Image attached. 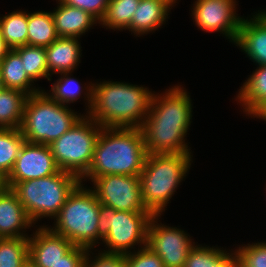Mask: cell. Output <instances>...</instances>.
Wrapping results in <instances>:
<instances>
[{
	"label": "cell",
	"mask_w": 266,
	"mask_h": 267,
	"mask_svg": "<svg viewBox=\"0 0 266 267\" xmlns=\"http://www.w3.org/2000/svg\"><path fill=\"white\" fill-rule=\"evenodd\" d=\"M26 142L20 128L0 129V174L7 178Z\"/></svg>",
	"instance_id": "obj_26"
},
{
	"label": "cell",
	"mask_w": 266,
	"mask_h": 267,
	"mask_svg": "<svg viewBox=\"0 0 266 267\" xmlns=\"http://www.w3.org/2000/svg\"><path fill=\"white\" fill-rule=\"evenodd\" d=\"M243 17L236 45L257 66L266 65V11Z\"/></svg>",
	"instance_id": "obj_15"
},
{
	"label": "cell",
	"mask_w": 266,
	"mask_h": 267,
	"mask_svg": "<svg viewBox=\"0 0 266 267\" xmlns=\"http://www.w3.org/2000/svg\"><path fill=\"white\" fill-rule=\"evenodd\" d=\"M137 250L125 255V267H165L161 258L149 247Z\"/></svg>",
	"instance_id": "obj_33"
},
{
	"label": "cell",
	"mask_w": 266,
	"mask_h": 267,
	"mask_svg": "<svg viewBox=\"0 0 266 267\" xmlns=\"http://www.w3.org/2000/svg\"><path fill=\"white\" fill-rule=\"evenodd\" d=\"M154 92L126 82H93L92 106L86 115L101 127L140 128Z\"/></svg>",
	"instance_id": "obj_2"
},
{
	"label": "cell",
	"mask_w": 266,
	"mask_h": 267,
	"mask_svg": "<svg viewBox=\"0 0 266 267\" xmlns=\"http://www.w3.org/2000/svg\"><path fill=\"white\" fill-rule=\"evenodd\" d=\"M6 178L0 174V193L6 188Z\"/></svg>",
	"instance_id": "obj_38"
},
{
	"label": "cell",
	"mask_w": 266,
	"mask_h": 267,
	"mask_svg": "<svg viewBox=\"0 0 266 267\" xmlns=\"http://www.w3.org/2000/svg\"><path fill=\"white\" fill-rule=\"evenodd\" d=\"M0 32L12 49L27 45V11H12L0 17Z\"/></svg>",
	"instance_id": "obj_27"
},
{
	"label": "cell",
	"mask_w": 266,
	"mask_h": 267,
	"mask_svg": "<svg viewBox=\"0 0 266 267\" xmlns=\"http://www.w3.org/2000/svg\"><path fill=\"white\" fill-rule=\"evenodd\" d=\"M71 72L59 73V78L52 83V86L47 92L53 100L60 104L70 106L71 103L77 102L80 97L84 98L86 105V112L88 113L92 106V95H93V83L89 81L82 84L76 78L71 77ZM84 85V86H83ZM83 95V96H81Z\"/></svg>",
	"instance_id": "obj_21"
},
{
	"label": "cell",
	"mask_w": 266,
	"mask_h": 267,
	"mask_svg": "<svg viewBox=\"0 0 266 267\" xmlns=\"http://www.w3.org/2000/svg\"><path fill=\"white\" fill-rule=\"evenodd\" d=\"M80 38L58 37L46 50L49 75L73 73L81 63L82 47Z\"/></svg>",
	"instance_id": "obj_19"
},
{
	"label": "cell",
	"mask_w": 266,
	"mask_h": 267,
	"mask_svg": "<svg viewBox=\"0 0 266 267\" xmlns=\"http://www.w3.org/2000/svg\"><path fill=\"white\" fill-rule=\"evenodd\" d=\"M0 74L4 88L19 90L28 96L44 90L34 86V82L24 71L20 56L13 49L0 62Z\"/></svg>",
	"instance_id": "obj_22"
},
{
	"label": "cell",
	"mask_w": 266,
	"mask_h": 267,
	"mask_svg": "<svg viewBox=\"0 0 266 267\" xmlns=\"http://www.w3.org/2000/svg\"><path fill=\"white\" fill-rule=\"evenodd\" d=\"M146 157L140 128L102 127L91 164L80 183L105 175L139 176Z\"/></svg>",
	"instance_id": "obj_3"
},
{
	"label": "cell",
	"mask_w": 266,
	"mask_h": 267,
	"mask_svg": "<svg viewBox=\"0 0 266 267\" xmlns=\"http://www.w3.org/2000/svg\"><path fill=\"white\" fill-rule=\"evenodd\" d=\"M26 267H35V266H34L31 262L28 261V262L26 263Z\"/></svg>",
	"instance_id": "obj_39"
},
{
	"label": "cell",
	"mask_w": 266,
	"mask_h": 267,
	"mask_svg": "<svg viewBox=\"0 0 266 267\" xmlns=\"http://www.w3.org/2000/svg\"><path fill=\"white\" fill-rule=\"evenodd\" d=\"M183 85L155 93L140 130L147 154H192L186 135L192 121L193 104Z\"/></svg>",
	"instance_id": "obj_1"
},
{
	"label": "cell",
	"mask_w": 266,
	"mask_h": 267,
	"mask_svg": "<svg viewBox=\"0 0 266 267\" xmlns=\"http://www.w3.org/2000/svg\"><path fill=\"white\" fill-rule=\"evenodd\" d=\"M83 115L53 100L44 89L27 97L20 131L27 142L50 145Z\"/></svg>",
	"instance_id": "obj_6"
},
{
	"label": "cell",
	"mask_w": 266,
	"mask_h": 267,
	"mask_svg": "<svg viewBox=\"0 0 266 267\" xmlns=\"http://www.w3.org/2000/svg\"><path fill=\"white\" fill-rule=\"evenodd\" d=\"M79 183L67 197L49 228L74 246L96 250L102 243L98 229L99 201L90 187Z\"/></svg>",
	"instance_id": "obj_5"
},
{
	"label": "cell",
	"mask_w": 266,
	"mask_h": 267,
	"mask_svg": "<svg viewBox=\"0 0 266 267\" xmlns=\"http://www.w3.org/2000/svg\"><path fill=\"white\" fill-rule=\"evenodd\" d=\"M35 227L17 194L6 187L0 193V238L29 237L27 229Z\"/></svg>",
	"instance_id": "obj_16"
},
{
	"label": "cell",
	"mask_w": 266,
	"mask_h": 267,
	"mask_svg": "<svg viewBox=\"0 0 266 267\" xmlns=\"http://www.w3.org/2000/svg\"><path fill=\"white\" fill-rule=\"evenodd\" d=\"M27 97L19 90L3 88L0 91V129L20 128Z\"/></svg>",
	"instance_id": "obj_25"
},
{
	"label": "cell",
	"mask_w": 266,
	"mask_h": 267,
	"mask_svg": "<svg viewBox=\"0 0 266 267\" xmlns=\"http://www.w3.org/2000/svg\"><path fill=\"white\" fill-rule=\"evenodd\" d=\"M13 50L20 56L24 71L34 83L43 78L52 81L47 68L44 47L24 45Z\"/></svg>",
	"instance_id": "obj_29"
},
{
	"label": "cell",
	"mask_w": 266,
	"mask_h": 267,
	"mask_svg": "<svg viewBox=\"0 0 266 267\" xmlns=\"http://www.w3.org/2000/svg\"><path fill=\"white\" fill-rule=\"evenodd\" d=\"M63 3L88 12L99 23L103 19L109 0H61Z\"/></svg>",
	"instance_id": "obj_34"
},
{
	"label": "cell",
	"mask_w": 266,
	"mask_h": 267,
	"mask_svg": "<svg viewBox=\"0 0 266 267\" xmlns=\"http://www.w3.org/2000/svg\"><path fill=\"white\" fill-rule=\"evenodd\" d=\"M102 127L86 114L49 146L58 168L81 179L92 161Z\"/></svg>",
	"instance_id": "obj_9"
},
{
	"label": "cell",
	"mask_w": 266,
	"mask_h": 267,
	"mask_svg": "<svg viewBox=\"0 0 266 267\" xmlns=\"http://www.w3.org/2000/svg\"><path fill=\"white\" fill-rule=\"evenodd\" d=\"M80 183V179L66 171L16 183L11 189L17 194L29 218L38 224L43 218L54 219L69 194Z\"/></svg>",
	"instance_id": "obj_7"
},
{
	"label": "cell",
	"mask_w": 266,
	"mask_h": 267,
	"mask_svg": "<svg viewBox=\"0 0 266 267\" xmlns=\"http://www.w3.org/2000/svg\"><path fill=\"white\" fill-rule=\"evenodd\" d=\"M234 252L239 267H266V241L239 245Z\"/></svg>",
	"instance_id": "obj_31"
},
{
	"label": "cell",
	"mask_w": 266,
	"mask_h": 267,
	"mask_svg": "<svg viewBox=\"0 0 266 267\" xmlns=\"http://www.w3.org/2000/svg\"><path fill=\"white\" fill-rule=\"evenodd\" d=\"M49 225H36L29 238L28 261L35 267L54 266L74 245L54 233Z\"/></svg>",
	"instance_id": "obj_14"
},
{
	"label": "cell",
	"mask_w": 266,
	"mask_h": 267,
	"mask_svg": "<svg viewBox=\"0 0 266 267\" xmlns=\"http://www.w3.org/2000/svg\"><path fill=\"white\" fill-rule=\"evenodd\" d=\"M183 267H239L237 256L223 247L195 244L190 250Z\"/></svg>",
	"instance_id": "obj_23"
},
{
	"label": "cell",
	"mask_w": 266,
	"mask_h": 267,
	"mask_svg": "<svg viewBox=\"0 0 266 267\" xmlns=\"http://www.w3.org/2000/svg\"><path fill=\"white\" fill-rule=\"evenodd\" d=\"M192 157L181 153L147 154L139 178L142 202L152 214L163 215L176 189L188 175Z\"/></svg>",
	"instance_id": "obj_4"
},
{
	"label": "cell",
	"mask_w": 266,
	"mask_h": 267,
	"mask_svg": "<svg viewBox=\"0 0 266 267\" xmlns=\"http://www.w3.org/2000/svg\"><path fill=\"white\" fill-rule=\"evenodd\" d=\"M178 0H140L130 23L131 34L137 37L154 33L165 25ZM173 7V8H172Z\"/></svg>",
	"instance_id": "obj_17"
},
{
	"label": "cell",
	"mask_w": 266,
	"mask_h": 267,
	"mask_svg": "<svg viewBox=\"0 0 266 267\" xmlns=\"http://www.w3.org/2000/svg\"><path fill=\"white\" fill-rule=\"evenodd\" d=\"M90 187L101 204L116 211L150 212L141 198L139 176L105 175L94 178Z\"/></svg>",
	"instance_id": "obj_11"
},
{
	"label": "cell",
	"mask_w": 266,
	"mask_h": 267,
	"mask_svg": "<svg viewBox=\"0 0 266 267\" xmlns=\"http://www.w3.org/2000/svg\"><path fill=\"white\" fill-rule=\"evenodd\" d=\"M253 118H259L266 121V105H264L254 116Z\"/></svg>",
	"instance_id": "obj_37"
},
{
	"label": "cell",
	"mask_w": 266,
	"mask_h": 267,
	"mask_svg": "<svg viewBox=\"0 0 266 267\" xmlns=\"http://www.w3.org/2000/svg\"><path fill=\"white\" fill-rule=\"evenodd\" d=\"M151 212L116 211L99 203L98 229L106 252L128 254L147 243Z\"/></svg>",
	"instance_id": "obj_8"
},
{
	"label": "cell",
	"mask_w": 266,
	"mask_h": 267,
	"mask_svg": "<svg viewBox=\"0 0 266 267\" xmlns=\"http://www.w3.org/2000/svg\"><path fill=\"white\" fill-rule=\"evenodd\" d=\"M92 251V248L87 249L83 267H125V254L106 252L104 248L98 253Z\"/></svg>",
	"instance_id": "obj_32"
},
{
	"label": "cell",
	"mask_w": 266,
	"mask_h": 267,
	"mask_svg": "<svg viewBox=\"0 0 266 267\" xmlns=\"http://www.w3.org/2000/svg\"><path fill=\"white\" fill-rule=\"evenodd\" d=\"M160 218L161 214L152 215L146 246L161 258L165 267H183L196 242L181 228L158 223Z\"/></svg>",
	"instance_id": "obj_10"
},
{
	"label": "cell",
	"mask_w": 266,
	"mask_h": 267,
	"mask_svg": "<svg viewBox=\"0 0 266 267\" xmlns=\"http://www.w3.org/2000/svg\"><path fill=\"white\" fill-rule=\"evenodd\" d=\"M58 37L51 11L27 13V45L46 48Z\"/></svg>",
	"instance_id": "obj_24"
},
{
	"label": "cell",
	"mask_w": 266,
	"mask_h": 267,
	"mask_svg": "<svg viewBox=\"0 0 266 267\" xmlns=\"http://www.w3.org/2000/svg\"><path fill=\"white\" fill-rule=\"evenodd\" d=\"M3 84H2V80H1V74H0V91L3 89Z\"/></svg>",
	"instance_id": "obj_40"
},
{
	"label": "cell",
	"mask_w": 266,
	"mask_h": 267,
	"mask_svg": "<svg viewBox=\"0 0 266 267\" xmlns=\"http://www.w3.org/2000/svg\"><path fill=\"white\" fill-rule=\"evenodd\" d=\"M57 6L51 11L59 37L81 38L99 22L88 12L56 0Z\"/></svg>",
	"instance_id": "obj_18"
},
{
	"label": "cell",
	"mask_w": 266,
	"mask_h": 267,
	"mask_svg": "<svg viewBox=\"0 0 266 267\" xmlns=\"http://www.w3.org/2000/svg\"><path fill=\"white\" fill-rule=\"evenodd\" d=\"M191 8L193 22L198 29L219 32L229 42L236 43L243 16H238L237 0H196Z\"/></svg>",
	"instance_id": "obj_12"
},
{
	"label": "cell",
	"mask_w": 266,
	"mask_h": 267,
	"mask_svg": "<svg viewBox=\"0 0 266 267\" xmlns=\"http://www.w3.org/2000/svg\"><path fill=\"white\" fill-rule=\"evenodd\" d=\"M86 252V248L73 246L65 255L61 257V260L51 267H83Z\"/></svg>",
	"instance_id": "obj_35"
},
{
	"label": "cell",
	"mask_w": 266,
	"mask_h": 267,
	"mask_svg": "<svg viewBox=\"0 0 266 267\" xmlns=\"http://www.w3.org/2000/svg\"><path fill=\"white\" fill-rule=\"evenodd\" d=\"M10 50L11 48L7 45L0 32V62L6 57Z\"/></svg>",
	"instance_id": "obj_36"
},
{
	"label": "cell",
	"mask_w": 266,
	"mask_h": 267,
	"mask_svg": "<svg viewBox=\"0 0 266 267\" xmlns=\"http://www.w3.org/2000/svg\"><path fill=\"white\" fill-rule=\"evenodd\" d=\"M140 0H109L106 13L99 23L102 28L129 30L130 23Z\"/></svg>",
	"instance_id": "obj_28"
},
{
	"label": "cell",
	"mask_w": 266,
	"mask_h": 267,
	"mask_svg": "<svg viewBox=\"0 0 266 267\" xmlns=\"http://www.w3.org/2000/svg\"><path fill=\"white\" fill-rule=\"evenodd\" d=\"M248 76L235 100L240 103L243 113L252 118L266 105V65L257 66Z\"/></svg>",
	"instance_id": "obj_20"
},
{
	"label": "cell",
	"mask_w": 266,
	"mask_h": 267,
	"mask_svg": "<svg viewBox=\"0 0 266 267\" xmlns=\"http://www.w3.org/2000/svg\"><path fill=\"white\" fill-rule=\"evenodd\" d=\"M59 170L49 145L26 141L6 178V186L12 188L18 182L48 177Z\"/></svg>",
	"instance_id": "obj_13"
},
{
	"label": "cell",
	"mask_w": 266,
	"mask_h": 267,
	"mask_svg": "<svg viewBox=\"0 0 266 267\" xmlns=\"http://www.w3.org/2000/svg\"><path fill=\"white\" fill-rule=\"evenodd\" d=\"M28 253V237L0 238V267H24Z\"/></svg>",
	"instance_id": "obj_30"
}]
</instances>
